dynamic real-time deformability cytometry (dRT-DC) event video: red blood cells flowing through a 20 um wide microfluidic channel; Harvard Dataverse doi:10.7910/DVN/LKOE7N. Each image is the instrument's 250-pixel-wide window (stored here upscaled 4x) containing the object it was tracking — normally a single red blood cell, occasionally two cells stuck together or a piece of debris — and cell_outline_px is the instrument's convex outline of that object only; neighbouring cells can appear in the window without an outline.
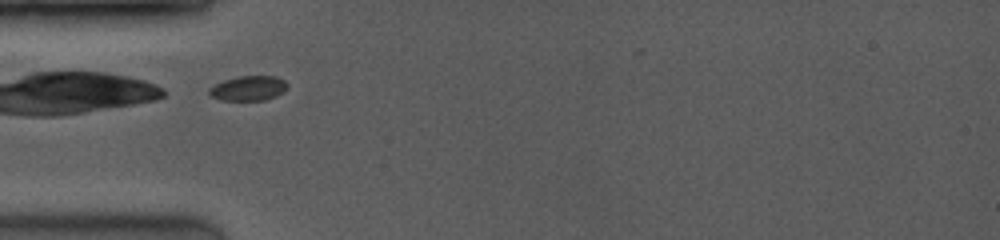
{"species": "common noctule bat (a hibernating species)", "species_latin": "Nyctalus noctula", "temperature_condition": "room temperature", "stored_images_in_passage": 43, "camera_frame_rate_fps": 3500, "um_per_image_px": 0.085, "animal": {"sex": "female", "body_mass_g": 19.0, "forearm_length_mm": 53.3}, "frame": {"image": 1, "passage_image": 2, "time_ms": 0.286, "image_size_px": [1000, 240], "cell_outline_px": [[288, 88], [284, 92], [276, 96], [264, 100], [220, 100], [212, 96], [208, 92], [208, 88], [224, 80], [236, 76], [276, 76], [284, 80], [288, 84]], "centroid_in_image_um": [21.14, 7.49], "position_along_channel_um": 63.9, "area_um2": 11.39}}
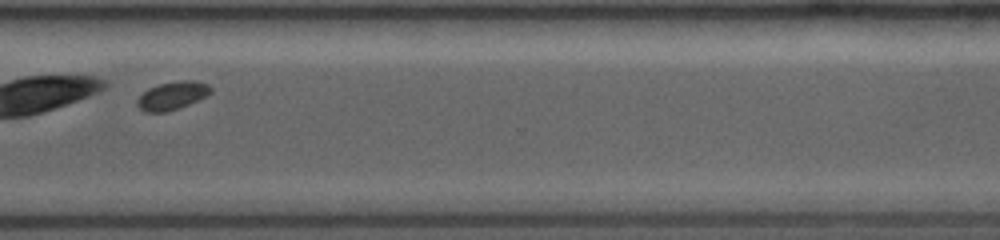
{"frame": {"image": 2, "passage_image": 33, "time_ms": 7.429, "image_size_px": [1000, 240], "cell_outline_px": [[212, 92], [208, 96], [180, 108], [168, 112], [144, 112], [136, 104], [136, 100], [148, 88], [160, 84], [180, 80], [196, 80], [208, 84], [212, 88]], "centroid_in_image_um": [14.68, 8.13], "position_along_channel_um": 355.9, "area_um2": 12.25}}